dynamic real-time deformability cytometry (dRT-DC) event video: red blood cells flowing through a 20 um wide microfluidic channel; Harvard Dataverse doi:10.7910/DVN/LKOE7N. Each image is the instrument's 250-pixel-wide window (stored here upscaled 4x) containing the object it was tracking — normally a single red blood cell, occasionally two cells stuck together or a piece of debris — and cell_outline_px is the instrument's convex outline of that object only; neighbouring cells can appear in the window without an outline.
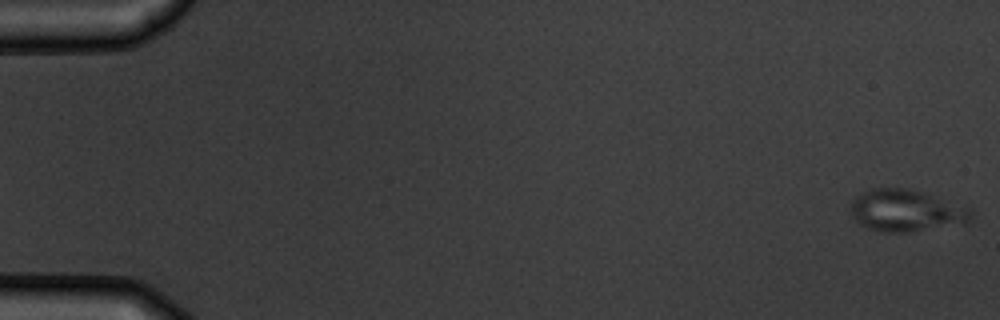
{"species": "common noctule bat (a hibernating species)", "species_latin": "Nyctalus noctula", "temperature_condition": "warm", "stored_images_in_passage": 10, "camera_frame_rate_fps": 3000, "um_per_image_px": 0.085, "animal": {"sex": "male", "body_mass_g": 19.5, "forearm_length_mm": 54.6}, "frame": {"image": 1, "passage_image": 1, "time_ms": 0.0, "image_size_px": [1000, 320], "cell_outline_px": [[972, 216], [964, 224], [912, 232], [880, 232], [868, 228], [860, 224], [852, 216], [852, 200], [856, 196], [872, 188], [908, 188], [972, 208]], "centroid_in_image_um": [77.04, 17.92], "position_along_channel_um": 8.0, "area_um2": 29.36}}
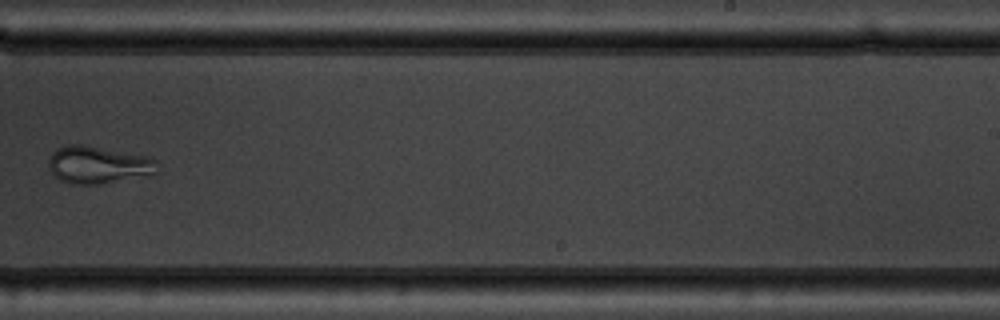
{"frame": {"image": 2, "passage_image": 10, "time_ms": 11.333, "image_size_px": [1000, 320], "cell_outline_px": [[156, 172], [152, 176], [100, 184], [68, 184], [60, 180], [48, 168], [48, 160], [52, 152], [56, 148], [68, 144], [80, 144], [144, 156], [156, 160]], "centroid_in_image_um": [8.32, 14.03], "position_along_channel_um": 280.7, "area_um2": 23.76}}